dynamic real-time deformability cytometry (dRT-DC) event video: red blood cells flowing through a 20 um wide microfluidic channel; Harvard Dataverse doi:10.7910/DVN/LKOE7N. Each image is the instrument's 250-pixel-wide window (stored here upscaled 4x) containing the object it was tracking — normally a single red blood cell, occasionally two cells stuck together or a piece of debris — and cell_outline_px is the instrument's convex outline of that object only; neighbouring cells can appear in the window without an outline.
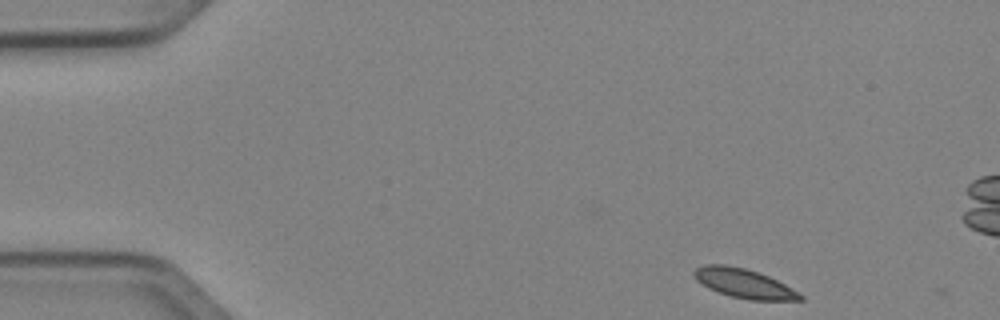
{"species": "Egyptian fruit bat (a non-hibernating species)", "species_latin": "Rousettus aegyptiacus", "temperature_condition": "cold", "stored_images_in_passage": 47, "segment_of_instrument_passage": [1, 2], "camera_frame_rate_fps": 3000, "um_per_image_px": 0.085, "animal": {"sex": "female"}, "frame": {"image": 1, "passage_image": 1, "time_ms": 0.0, "image_size_px": [1000, 320], "cell_outline_px": [[804, 300], [748, 300], [732, 296], [708, 288], [696, 280], [692, 276], [692, 272], [696, 268], [704, 264], [724, 264], [744, 268], [768, 276], [784, 284], [804, 296]], "centroid_in_image_um": [63.19, 24.08], "position_along_channel_um": 21.8, "area_um2": 17.92}}
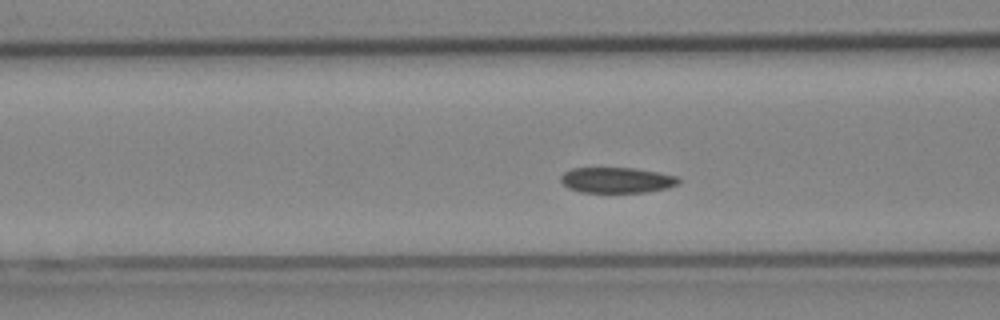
{"frame": {"image": 2, "passage_image": 15, "time_ms": 4.667, "image_size_px": [1000, 320], "cell_outline_px": [[680, 184], [668, 188], [644, 192], [580, 192], [568, 188], [560, 180], [560, 176], [564, 172], [572, 168], [636, 168], [660, 172], [676, 176], [680, 180]], "centroid_in_image_um": [52.44, 15.3], "position_along_channel_um": 114.2, "area_um2": 17.69}}
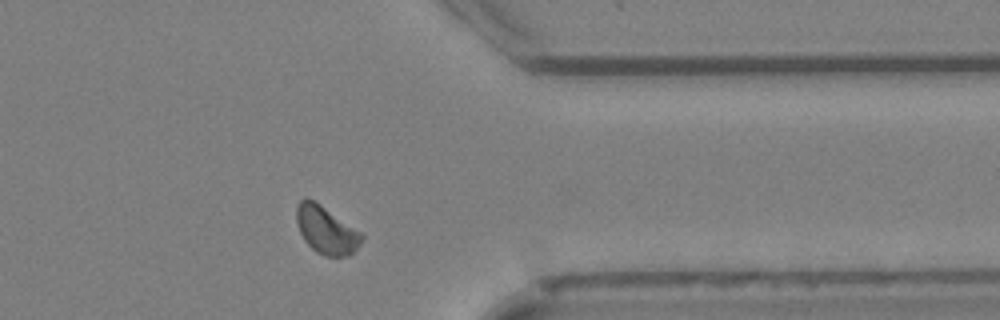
{"frame": {"image": 3, "passage_image": 36, "time_ms": 11.667, "image_size_px": [1000, 320], "cell_outline_px": [[364, 240], [348, 256], [324, 256], [316, 252], [304, 240], [300, 232], [296, 220], [296, 208], [300, 200], [304, 196], [308, 196], [320, 204], [360, 232], [364, 236]], "centroid_in_image_um": [27.7, 19.53], "position_along_channel_um": 383.7, "area_um2": 18.03}}